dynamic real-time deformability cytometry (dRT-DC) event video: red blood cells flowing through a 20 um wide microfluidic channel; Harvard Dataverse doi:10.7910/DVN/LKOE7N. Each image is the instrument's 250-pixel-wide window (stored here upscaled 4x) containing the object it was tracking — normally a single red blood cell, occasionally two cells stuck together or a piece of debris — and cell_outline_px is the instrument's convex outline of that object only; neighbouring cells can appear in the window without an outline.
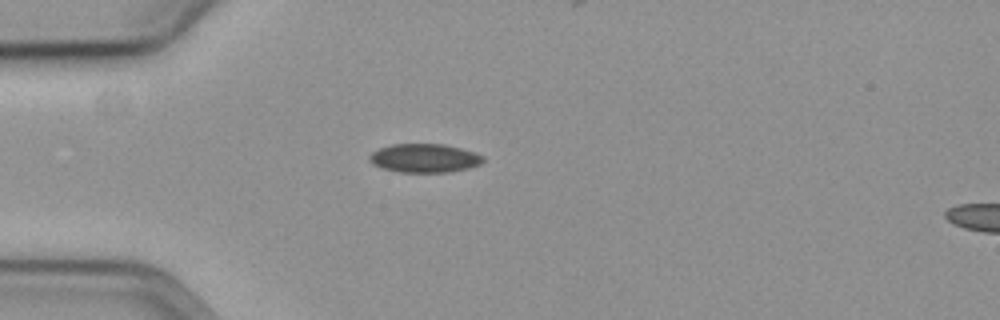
{"species": "common noctule bat (a hibernating species)", "species_latin": "Nyctalus noctula", "temperature_condition": "cold", "stored_images_in_passage": 43, "camera_frame_rate_fps": 3000, "um_per_image_px": 0.085, "animal": {"sex": "female", "body_mass_g": 19.3, "forearm_length_mm": 54.1}, "frame": {"image": 1, "passage_image": 1, "time_ms": 0.0, "image_size_px": [1000, 320], "cell_outline_px": [[484, 160], [480, 164], [468, 168], [448, 172], [400, 172], [380, 168], [372, 164], [368, 160], [368, 156], [372, 152], [380, 148], [392, 144], [444, 144], [476, 152], [484, 156]], "centroid_in_image_um": [36.06, 13.44], "position_along_channel_um": 48.9, "area_um2": 19.13}}
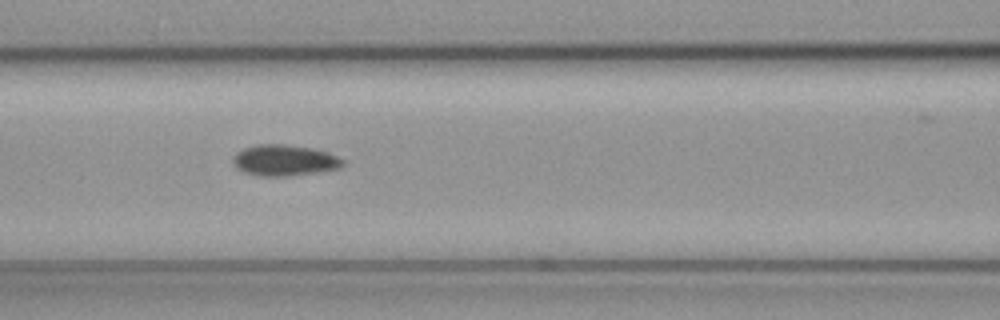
{"frame": {"image": 2, "passage_image": 10, "time_ms": 3.0, "image_size_px": [1000, 320], "cell_outline_px": [[344, 164], [340, 168], [316, 172], [288, 176], [260, 176], [244, 172], [236, 168], [232, 160], [236, 152], [244, 148], [256, 144], [284, 144], [312, 148], [328, 152], [344, 160]], "centroid_in_image_um": [24.16, 13.62], "position_along_channel_um": 142.4, "area_um2": 19.88}}
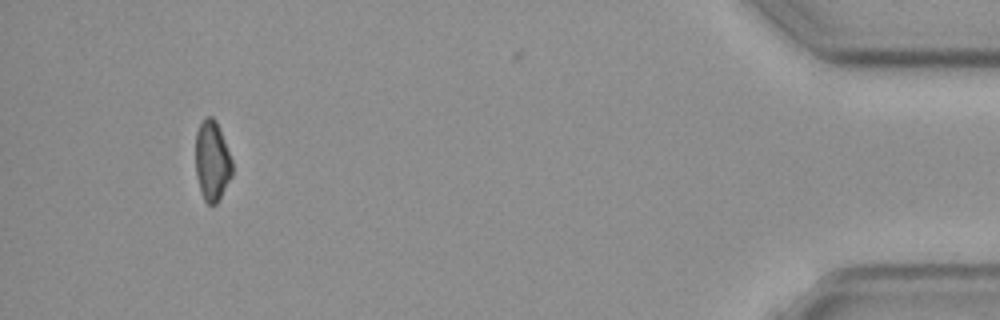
{"frame": {"image": 3, "passage_image": 39, "time_ms": 12.667, "image_size_px": [1000, 320], "cell_outline_px": [[232, 176], [216, 204], [212, 208], [204, 200], [200, 192], [196, 176], [196, 132], [200, 120], [204, 116], [212, 116], [216, 120], [232, 160]], "centroid_in_image_um": [18.01, 13.67], "position_along_channel_um": 417.2, "area_um2": 17.34}, "authors_computed_cell_mechanics": {"area_um2": 18.9584, "velocity_mm_per_s": 3.6071, "shape_relaxation_time_tau1_ms": 2.1921, "shape_relaxation_time_tau2_ms": null, "deformation_change_tau1": 0.0473, "deformation_change_tau2": null}}